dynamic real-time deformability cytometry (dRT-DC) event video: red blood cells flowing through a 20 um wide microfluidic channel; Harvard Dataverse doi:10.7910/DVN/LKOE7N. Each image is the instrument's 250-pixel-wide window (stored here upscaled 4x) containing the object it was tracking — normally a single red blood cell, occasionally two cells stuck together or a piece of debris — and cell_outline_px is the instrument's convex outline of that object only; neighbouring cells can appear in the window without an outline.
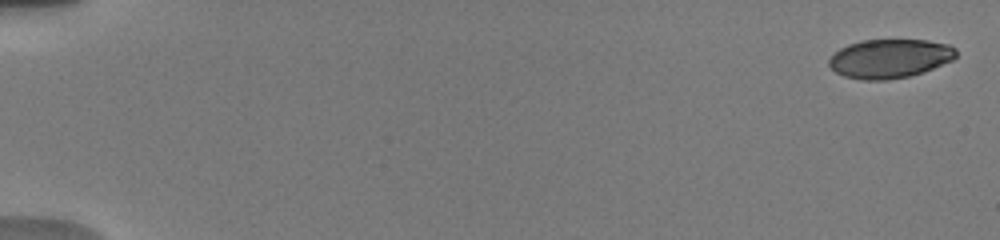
{"species": "human", "species_latin": "Homo sapiens", "temperature_condition": "warm", "stored_images_in_passage": 14, "camera_frame_rate_fps": 3000, "um_per_image_px": 0.085, "donor": {"sex": "male"}, "frame": {"image": 1, "passage_image": 1, "time_ms": 0.0, "image_size_px": [1000, 240], "cell_outline_px": [[956, 56], [952, 60], [932, 68], [908, 76], [888, 80], [864, 80], [844, 76], [836, 72], [828, 64], [828, 60], [840, 48], [848, 44], [860, 40], [928, 40], [948, 44], [956, 48]], "centroid_in_image_um": [75.61, 4.97], "position_along_channel_um": 9.4, "area_um2": 28.67}}
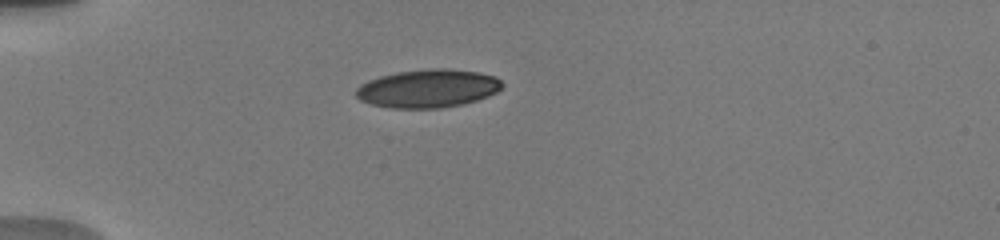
{"frame": {"image": 2, "passage_image": 10, "time_ms": 5.0, "image_size_px": [1000, 240], "cell_outline_px": [[504, 84], [496, 92], [488, 96], [476, 100], [460, 104], [440, 108], [392, 108], [372, 104], [360, 100], [356, 96], [356, 88], [360, 84], [368, 80], [380, 76], [396, 72], [432, 68], [448, 68], [480, 72], [496, 76]], "centroid_in_image_um": [36.37, 7.51], "position_along_channel_um": 48.6, "area_um2": 32.6}}
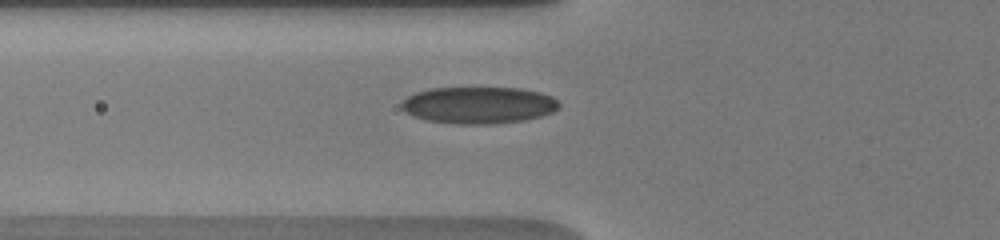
{"frame": {"image": 3, "passage_image": 13, "time_ms": 6.667, "image_size_px": [1000, 240], "cell_outline_px": [[560, 108], [552, 112], [540, 116], [524, 120], [488, 124], [460, 124], [428, 120], [412, 116], [400, 108], [400, 100], [416, 92], [432, 88], [520, 88], [540, 92], [552, 96], [560, 104]], "centroid_in_image_um": [40.66, 8.93], "position_along_channel_um": 85.1, "area_um2": 33.87}}